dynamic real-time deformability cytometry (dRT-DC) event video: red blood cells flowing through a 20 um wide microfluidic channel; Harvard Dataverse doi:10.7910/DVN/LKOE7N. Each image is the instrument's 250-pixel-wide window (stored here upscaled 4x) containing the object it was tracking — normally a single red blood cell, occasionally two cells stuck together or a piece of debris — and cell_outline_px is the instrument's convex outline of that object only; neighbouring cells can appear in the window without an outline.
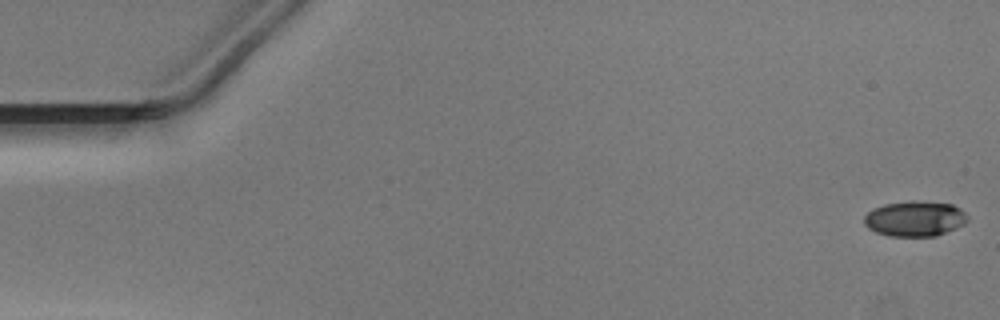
{"species": "Egyptian fruit bat (a non-hibernating species)", "species_latin": "Rousettus aegyptiacus", "temperature_condition": "warm", "stored_images_in_passage": 51, "camera_frame_rate_fps": 3000, "um_per_image_px": 0.085, "animal": {"sex": "male"}, "frame": {"image": 1, "passage_image": 1, "time_ms": 0.0, "image_size_px": [1000, 320], "cell_outline_px": [[968, 220], [964, 224], [956, 228], [936, 236], [888, 236], [876, 232], [868, 228], [864, 224], [864, 216], [872, 208], [884, 204], [912, 200], [952, 204], [960, 208], [968, 216]], "centroid_in_image_um": [77.75, 18.58], "position_along_channel_um": 7.2, "area_um2": 21.44}}
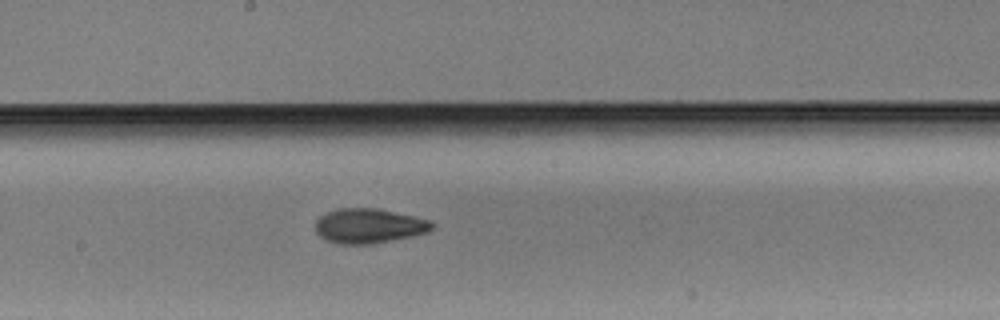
{"frame": {"image": 2, "passage_image": 28, "time_ms": 9.0, "image_size_px": [1000, 320], "cell_outline_px": [[436, 224], [428, 232], [412, 236], [372, 244], [336, 244], [324, 240], [316, 232], [316, 220], [324, 212], [336, 208], [376, 208], [416, 216], [428, 220]], "centroid_in_image_um": [31.33, 19.2], "position_along_channel_um": 216.9, "area_um2": 23.87}}
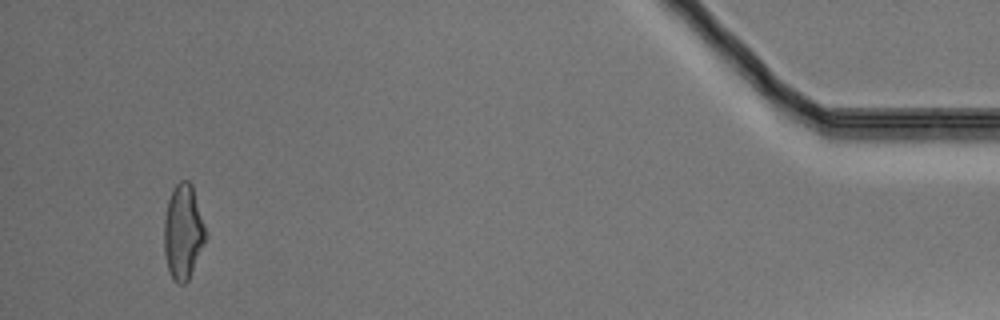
{"frame": {"image": 3, "passage_image": 49, "time_ms": 16.0, "image_size_px": [1000, 320], "cell_outline_px": [[208, 236], [188, 280], [184, 284], [176, 284], [168, 268], [164, 252], [164, 220], [168, 200], [176, 184], [180, 180], [188, 180], [192, 184]], "centroid_in_image_um": [15.58, 19.71], "position_along_channel_um": 419.6, "area_um2": 22.95}}